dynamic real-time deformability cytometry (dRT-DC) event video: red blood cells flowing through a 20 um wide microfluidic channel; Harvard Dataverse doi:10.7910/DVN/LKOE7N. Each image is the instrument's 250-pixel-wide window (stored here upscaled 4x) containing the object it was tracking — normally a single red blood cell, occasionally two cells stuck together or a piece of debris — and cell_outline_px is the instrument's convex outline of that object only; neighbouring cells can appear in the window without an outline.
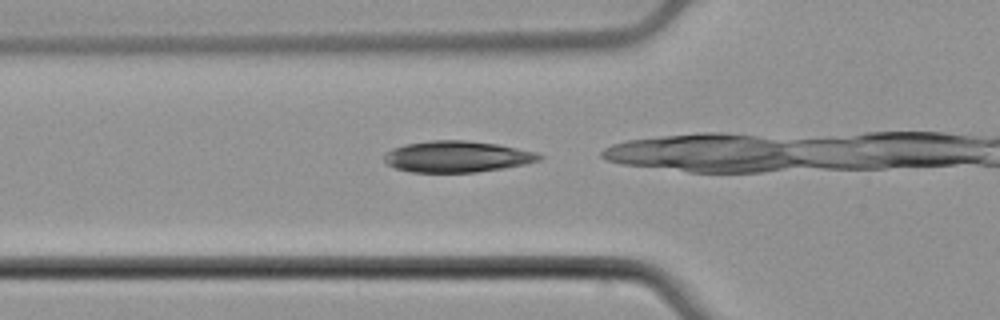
{"species": "common noctule bat (a hibernating species)", "species_latin": "Nyctalus noctula", "temperature_condition": "cold", "stored_images_in_passage": 6, "camera_frame_rate_fps": 3000, "um_per_image_px": 0.085, "animal": {"sex": "male", "body_mass_g": 21.5, "forearm_length_mm": 52.0}, "frame": {"image": 1, "passage_image": 2, "time_ms": 0.333, "image_size_px": [1000, 320], "cell_outline_px": [[544, 156], [540, 160], [524, 164], [504, 168], [476, 172], [412, 172], [396, 168], [388, 164], [384, 160], [384, 152], [392, 148], [404, 144], [432, 140], [468, 140], [496, 144], [536, 152]], "centroid_in_image_um": [38.82, 13.3], "position_along_channel_um": 87.0, "area_um2": 28.26}}